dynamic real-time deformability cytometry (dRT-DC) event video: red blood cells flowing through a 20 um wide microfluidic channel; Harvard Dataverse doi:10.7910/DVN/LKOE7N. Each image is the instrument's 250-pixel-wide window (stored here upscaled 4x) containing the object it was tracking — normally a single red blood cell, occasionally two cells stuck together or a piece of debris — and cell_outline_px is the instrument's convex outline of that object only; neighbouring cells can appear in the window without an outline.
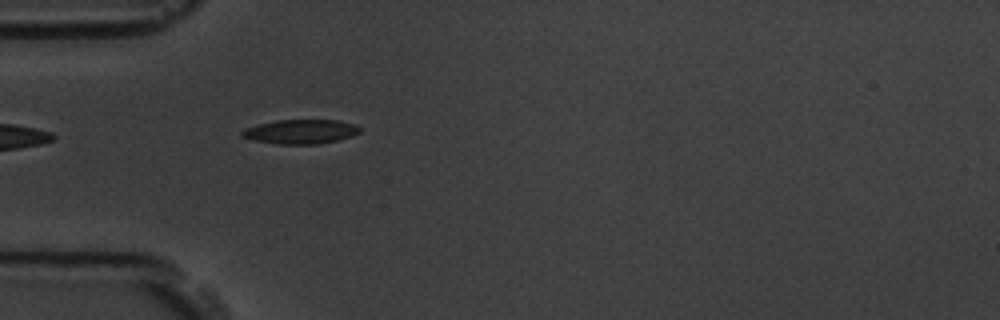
{"species": "common noctule bat (a hibernating species)", "species_latin": "Nyctalus noctula", "temperature_condition": "room temperature", "stored_images_in_passage": 5, "camera_frame_rate_fps": 3000, "um_per_image_px": 0.085, "animal": {"sex": "male", "body_mass_g": 19.5, "forearm_length_mm": 54.6}, "frame": {"image": 1, "passage_image": 5, "time_ms": 5.333, "image_size_px": [1000, 320], "cell_outline_px": [[360, 132], [352, 136], [320, 144], [280, 144], [256, 140], [240, 136], [240, 132], [244, 128], [276, 120], [336, 120], [356, 124], [360, 128]], "centroid_in_image_um": [25.57, 11.18], "position_along_channel_um": 59.4, "area_um2": 16.59}}